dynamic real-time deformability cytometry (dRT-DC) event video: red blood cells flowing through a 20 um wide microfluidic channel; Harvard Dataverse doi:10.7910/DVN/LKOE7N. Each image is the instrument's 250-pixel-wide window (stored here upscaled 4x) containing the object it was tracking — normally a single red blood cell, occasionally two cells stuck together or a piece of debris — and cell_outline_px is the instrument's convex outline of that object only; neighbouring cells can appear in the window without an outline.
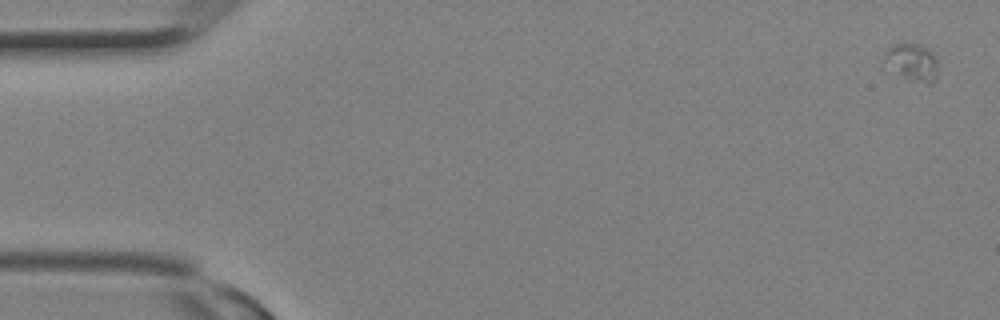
{"species": "Egyptian fruit bat (a non-hibernating species)", "species_latin": "Rousettus aegyptiacus", "temperature_condition": "room temperature", "stored_images_in_passage": 4, "camera_frame_rate_fps": 3000, "um_per_image_px": 0.085, "animal": {"sex": "female"}, "frame": {"image": 1, "passage_image": 1, "time_ms": 0.0, "image_size_px": [1000, 320], "cell_outline_px": [[936, 80], [932, 84], [928, 84], [908, 80], [880, 68], [880, 56], [892, 44], [912, 44], [924, 48], [932, 52], [936, 60]], "centroid_in_image_um": [77.35, 5.35], "position_along_channel_um": 7.7, "area_um2": 12.43}}